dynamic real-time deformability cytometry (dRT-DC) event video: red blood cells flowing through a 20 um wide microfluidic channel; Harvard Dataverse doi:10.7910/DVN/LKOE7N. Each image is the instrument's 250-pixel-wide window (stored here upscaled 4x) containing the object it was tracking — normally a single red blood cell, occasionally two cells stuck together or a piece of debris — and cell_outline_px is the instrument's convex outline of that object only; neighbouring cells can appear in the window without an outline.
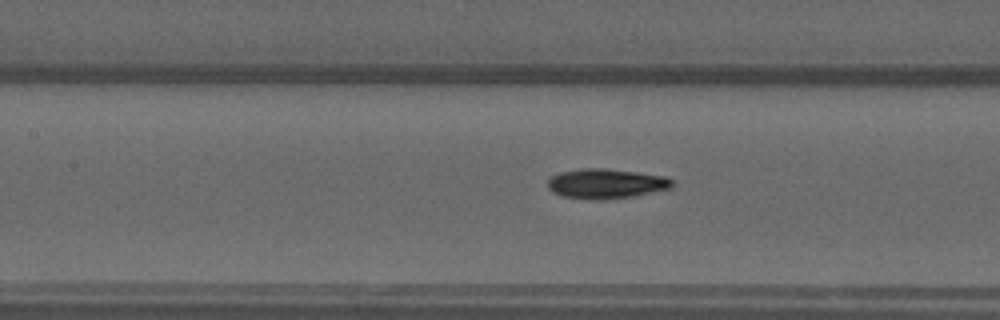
{"species": "common noctule bat (a hibernating species)", "species_latin": "Nyctalus noctula", "temperature_condition": "warm", "stored_images_in_passage": 42, "camera_frame_rate_fps": 3000, "um_per_image_px": 0.085, "animal": {"sex": "male", "forearm_length_mm": 52.5}, "frame": {"image": 1, "passage_image": 14, "time_ms": 4.333, "image_size_px": [1000, 320], "cell_outline_px": [[672, 188], [632, 196], [600, 200], [592, 200], [564, 196], [552, 192], [548, 188], [548, 176], [560, 172], [584, 168], [604, 168], [668, 176], [672, 180]], "centroid_in_image_um": [51.49, 15.6], "position_along_channel_um": 155.9, "area_um2": 21.68}}
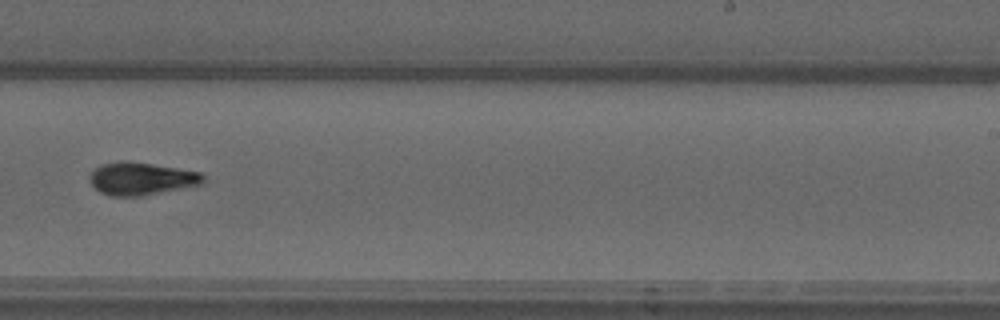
{"frame": {"image": 2, "passage_image": 23, "time_ms": 7.333, "image_size_px": [1000, 320], "cell_outline_px": [[204, 184], [140, 196], [112, 196], [100, 192], [88, 180], [88, 176], [96, 168], [104, 164], [152, 164], [200, 172], [204, 176]], "centroid_in_image_um": [12.06, 15.23], "position_along_channel_um": 276.9, "area_um2": 20.75}}
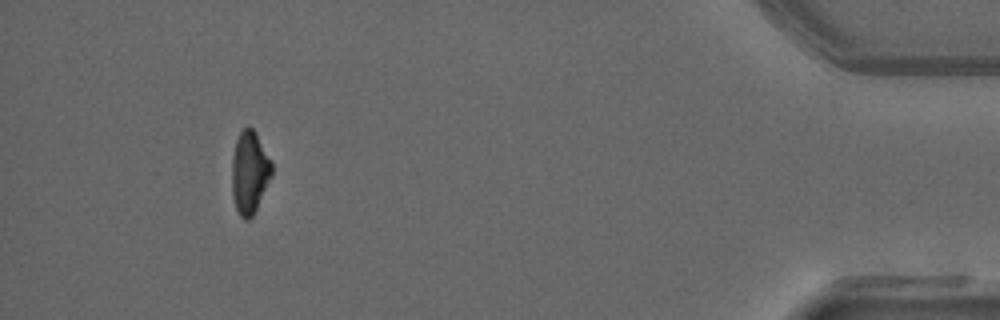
{"frame": {"image": 3, "passage_image": 38, "time_ms": 12.333, "image_size_px": [1000, 320], "cell_outline_px": [[272, 176], [252, 216], [248, 220], [244, 220], [240, 216], [236, 208], [232, 192], [232, 160], [236, 140], [240, 132], [248, 124], [256, 132], [272, 164]], "centroid_in_image_um": [21.21, 14.64], "position_along_channel_um": 414.0, "area_um2": 19.02}, "authors_computed_cell_mechanics": {"area_um2": 20.4323, "velocity_mm_per_s": 4.0551, "shape_relaxation_time_tau1_ms": 5.5279, "shape_relaxation_time_tau2_ms": 5.5707, "deformation_change_tau1": 0.2024, "deformation_change_tau2": 0.1185}}